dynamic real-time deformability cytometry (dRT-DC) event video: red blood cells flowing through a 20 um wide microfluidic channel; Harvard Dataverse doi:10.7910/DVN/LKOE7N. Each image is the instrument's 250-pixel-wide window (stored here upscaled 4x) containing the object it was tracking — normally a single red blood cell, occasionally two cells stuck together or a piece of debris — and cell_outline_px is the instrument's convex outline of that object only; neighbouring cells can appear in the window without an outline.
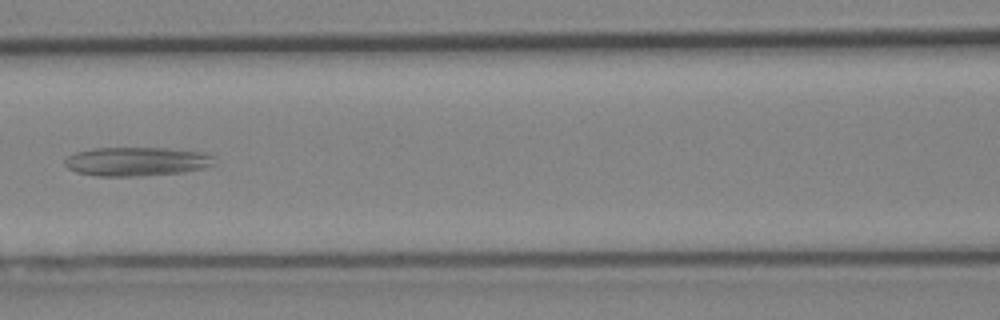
{"species": "Egyptian fruit bat (a non-hibernating species)", "species_latin": "Rousettus aegyptiacus", "temperature_condition": "cold", "stored_images_in_passage": 6, "camera_frame_rate_fps": 3000, "um_per_image_px": 0.085, "animal": {"sex": "female"}, "frame": {"image": 1, "passage_image": 6, "time_ms": 1.667, "image_size_px": [1000, 320], "cell_outline_px": [[216, 164], [204, 168], [184, 172], [140, 176], [100, 176], [76, 172], [68, 168], [64, 164], [64, 160], [68, 156], [76, 152], [96, 148], [168, 148], [204, 152], [212, 156]], "centroid_in_image_um": [11.64, 13.73], "position_along_channel_um": 155.0, "area_um2": 25.26}}